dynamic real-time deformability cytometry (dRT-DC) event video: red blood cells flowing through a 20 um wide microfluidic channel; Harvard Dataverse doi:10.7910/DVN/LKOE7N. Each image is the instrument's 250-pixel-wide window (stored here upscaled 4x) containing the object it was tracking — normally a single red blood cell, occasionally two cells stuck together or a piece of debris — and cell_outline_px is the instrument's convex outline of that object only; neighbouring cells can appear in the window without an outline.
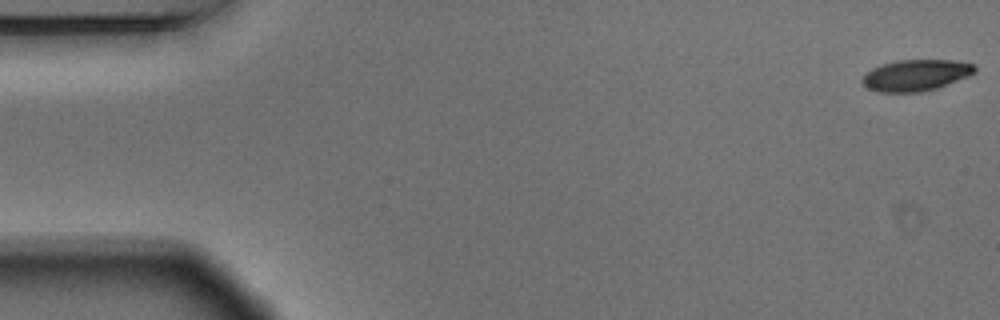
{"species": "Egyptian fruit bat (a non-hibernating species)", "species_latin": "Rousettus aegyptiacus", "temperature_condition": "warm", "stored_images_in_passage": 14, "camera_frame_rate_fps": 3000, "um_per_image_px": 0.085, "animal": {"sex": "male"}, "frame": {"image": 1, "passage_image": 1, "time_ms": 0.0, "image_size_px": [1000, 320], "cell_outline_px": [[976, 72], [968, 76], [936, 88], [920, 92], [880, 92], [868, 88], [860, 80], [872, 68], [896, 60], [956, 60], [972, 64], [976, 68]], "centroid_in_image_um": [77.85, 6.39], "position_along_channel_um": 7.1, "area_um2": 20.29}}